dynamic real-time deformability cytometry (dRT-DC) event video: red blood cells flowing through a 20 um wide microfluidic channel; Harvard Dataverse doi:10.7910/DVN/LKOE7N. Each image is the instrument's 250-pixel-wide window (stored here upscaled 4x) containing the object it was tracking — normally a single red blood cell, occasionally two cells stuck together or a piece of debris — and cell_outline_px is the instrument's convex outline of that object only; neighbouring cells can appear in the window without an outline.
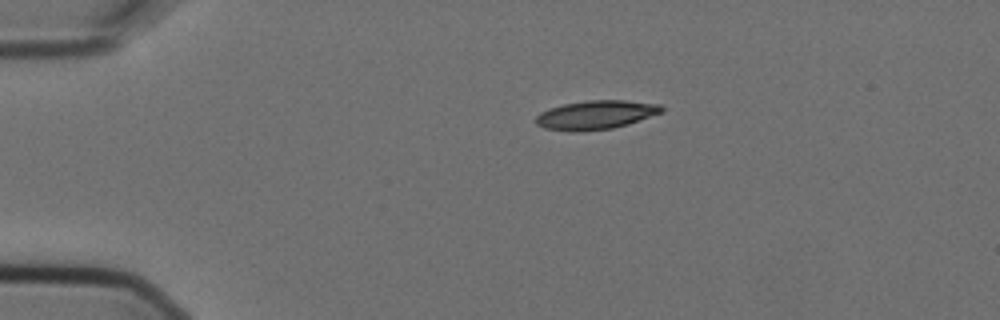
{"species": "Egyptian fruit bat (a non-hibernating species)", "species_latin": "Rousettus aegyptiacus", "temperature_condition": "cold", "stored_images_in_passage": 2, "camera_frame_rate_fps": 3000, "um_per_image_px": 0.085, "animal": {"sex": "female"}, "frame": {"image": 1, "passage_image": 1, "time_ms": 0.0, "image_size_px": [1000, 320], "cell_outline_px": [[664, 112], [628, 124], [612, 128], [580, 132], [572, 132], [544, 128], [536, 124], [536, 116], [540, 112], [548, 108], [564, 104], [588, 100], [624, 100], [660, 104], [664, 108]], "centroid_in_image_um": [50.64, 9.77], "position_along_channel_um": 34.4, "area_um2": 21.33}}